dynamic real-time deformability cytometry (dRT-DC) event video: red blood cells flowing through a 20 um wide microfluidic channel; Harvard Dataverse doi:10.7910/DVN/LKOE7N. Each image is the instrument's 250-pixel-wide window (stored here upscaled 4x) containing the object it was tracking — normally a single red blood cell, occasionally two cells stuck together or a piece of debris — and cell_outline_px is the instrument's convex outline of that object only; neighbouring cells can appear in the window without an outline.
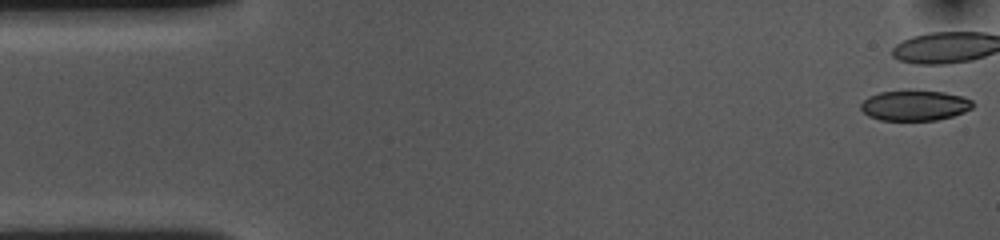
{"species": "common noctule bat (a hibernating species)", "species_latin": "Nyctalus noctula", "temperature_condition": "cold", "stored_images_in_passage": 41, "camera_frame_rate_fps": 3000, "um_per_image_px": 0.085, "animal": {"sex": "female", "body_mass_g": 10.0, "forearm_length_mm": 53.1}, "frame": {"image": 1, "passage_image": 1, "time_ms": 0.0, "image_size_px": [1000, 240], "cell_outline_px": [[972, 108], [964, 112], [952, 116], [936, 120], [880, 120], [868, 116], [860, 108], [860, 104], [868, 96], [880, 92], [944, 92], [960, 96], [972, 100]], "centroid_in_image_um": [77.72, 8.99], "position_along_channel_um": 7.3, "area_um2": 19.31}, "authors_computed_cell_mechanics": {"area_um2": 21.7906, "velocity_mm_per_s": 3.621, "shape_relaxation_time_tau1_ms": 4.8978, "shape_relaxation_time_tau2_ms": 2.7042, "deformation_change_tau1": 0.1213, "deformation_change_tau2": 0.0808}}